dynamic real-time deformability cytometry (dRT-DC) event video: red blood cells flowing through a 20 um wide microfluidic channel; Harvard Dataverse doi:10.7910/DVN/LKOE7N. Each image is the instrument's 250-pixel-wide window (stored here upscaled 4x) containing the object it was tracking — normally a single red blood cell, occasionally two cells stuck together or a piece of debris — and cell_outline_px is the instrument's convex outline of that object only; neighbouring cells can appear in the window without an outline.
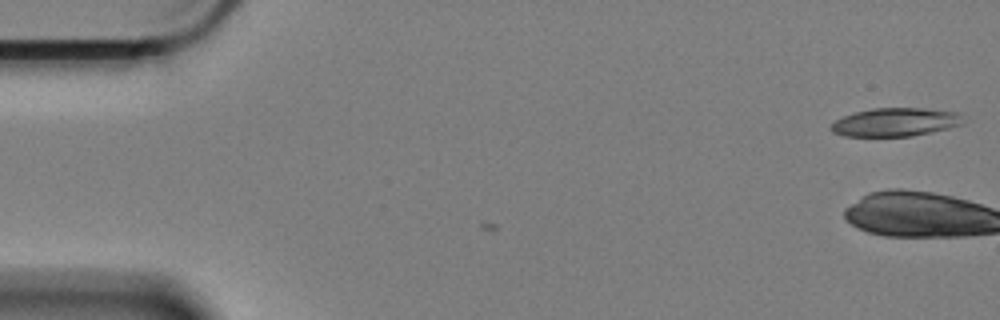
{"species": "Egyptian fruit bat (a non-hibernating species)", "species_latin": "Rousettus aegyptiacus", "temperature_condition": "cold", "stored_images_in_passage": 8, "camera_frame_rate_fps": 3000, "um_per_image_px": 0.085, "animal": {"sex": "female"}, "frame": {"image": 1, "passage_image": 8, "time_ms": 2.333, "image_size_px": [1000, 320], "cell_outline_px": [[964, 124], [948, 128], [912, 136], [844, 136], [832, 132], [828, 128], [836, 120], [844, 116], [856, 112], [872, 108], [924, 108], [960, 112]], "centroid_in_image_um": [76.11, 10.38], "position_along_channel_um": 8.9, "area_um2": 21.91}}